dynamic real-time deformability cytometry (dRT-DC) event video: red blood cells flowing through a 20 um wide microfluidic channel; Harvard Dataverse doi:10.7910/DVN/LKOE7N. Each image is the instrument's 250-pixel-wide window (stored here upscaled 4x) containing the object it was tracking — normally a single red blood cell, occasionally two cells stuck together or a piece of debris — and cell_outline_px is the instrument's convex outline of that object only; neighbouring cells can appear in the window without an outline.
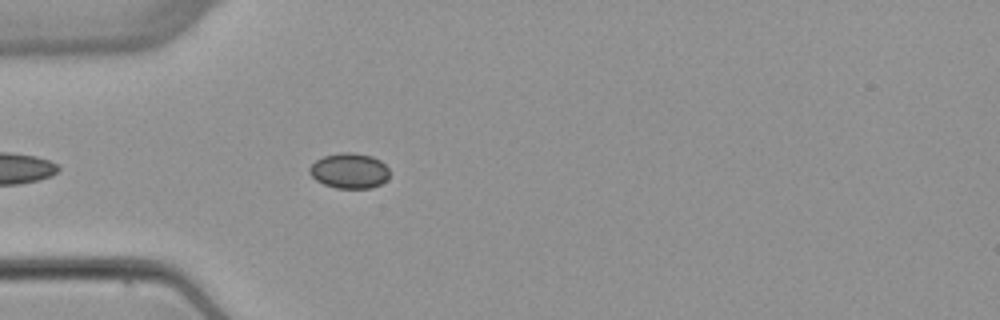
{"species": "common noctule bat (a hibernating species)", "species_latin": "Nyctalus noctula", "temperature_condition": "warm", "stored_images_in_passage": 4, "camera_frame_rate_fps": 3000, "um_per_image_px": 0.085, "animal": {"sex": "female", "body_mass_g": 22.7, "forearm_length_mm": 54.2}, "frame": {"image": 1, "passage_image": 4, "time_ms": 5.0, "image_size_px": [1000, 320], "cell_outline_px": [[388, 180], [372, 188], [336, 188], [324, 184], [316, 180], [308, 172], [308, 168], [316, 160], [324, 156], [340, 152], [352, 152], [372, 156], [380, 160], [388, 168]], "centroid_in_image_um": [29.69, 14.51], "position_along_channel_um": 55.3, "area_um2": 16.53}}